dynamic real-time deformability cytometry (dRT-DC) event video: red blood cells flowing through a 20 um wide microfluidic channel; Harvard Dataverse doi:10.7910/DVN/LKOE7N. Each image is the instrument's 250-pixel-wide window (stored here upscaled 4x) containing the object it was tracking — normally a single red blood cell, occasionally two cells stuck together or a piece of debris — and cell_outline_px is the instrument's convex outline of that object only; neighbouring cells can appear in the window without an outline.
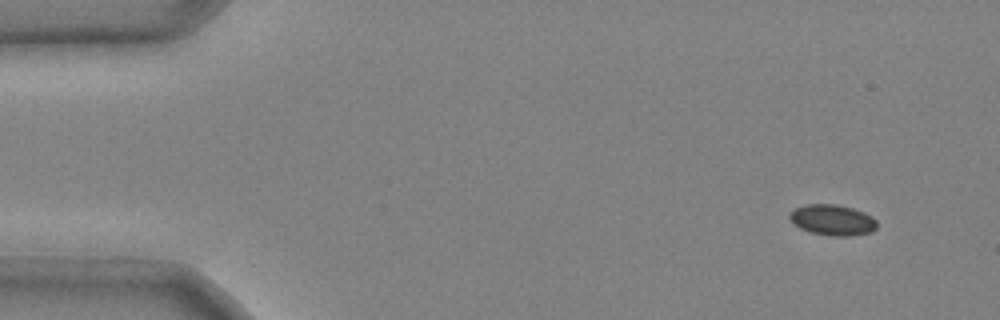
{"species": "common noctule bat (a hibernating species)", "species_latin": "Nyctalus noctula", "temperature_condition": "cold", "stored_images_in_passage": 4, "camera_frame_rate_fps": 3000, "um_per_image_px": 0.085, "animal": {"sex": "male", "body_mass_g": 20.4}, "frame": {"image": 1, "passage_image": 1, "time_ms": 0.0, "image_size_px": [1000, 320], "cell_outline_px": [[876, 228], [872, 232], [848, 236], [832, 236], [812, 232], [800, 228], [792, 224], [788, 216], [796, 208], [804, 204], [836, 204], [852, 208], [864, 212], [872, 216], [876, 220]], "centroid_in_image_um": [70.76, 18.69], "position_along_channel_um": 14.2, "area_um2": 15.66}}